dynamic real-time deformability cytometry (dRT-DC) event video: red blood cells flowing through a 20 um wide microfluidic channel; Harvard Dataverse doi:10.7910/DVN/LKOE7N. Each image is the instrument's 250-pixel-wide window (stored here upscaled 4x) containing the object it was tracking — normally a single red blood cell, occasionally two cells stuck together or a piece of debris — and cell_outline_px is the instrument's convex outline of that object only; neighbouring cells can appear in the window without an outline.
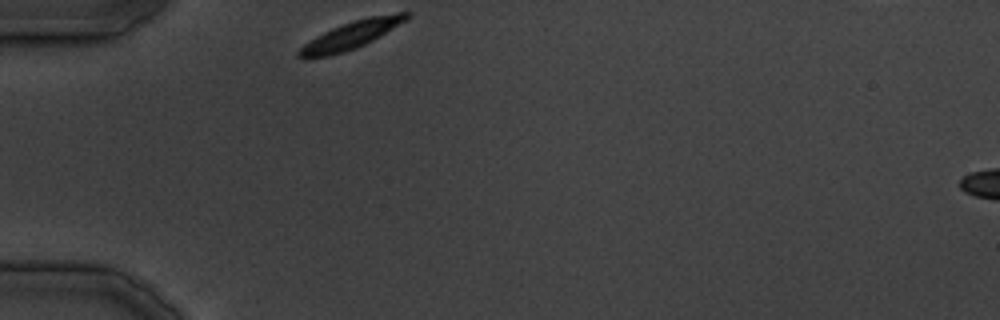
{"species": "common noctule bat (a hibernating species)", "species_latin": "Nyctalus noctula", "temperature_condition": "cold", "stored_images_in_passage": 22, "camera_frame_rate_fps": 3000, "um_per_image_px": 0.085, "animal": {"sex": "male", "body_mass_g": 19.5, "forearm_length_mm": 54.6}, "frame": {"image": 1, "passage_image": 1, "time_ms": 0.0, "image_size_px": [1000, 320], "cell_outline_px": [[412, 16], [372, 40], [356, 48], [344, 52], [328, 56], [308, 60], [304, 60], [296, 56], [296, 52], [304, 44], [316, 36], [332, 28], [368, 16], [396, 12], [412, 12]], "centroid_in_image_um": [29.78, 3.01], "position_along_channel_um": 55.2, "area_um2": 17.34}}